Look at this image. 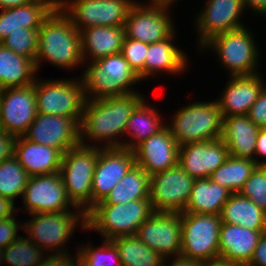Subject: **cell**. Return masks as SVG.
Listing matches in <instances>:
<instances>
[{
	"mask_svg": "<svg viewBox=\"0 0 266 266\" xmlns=\"http://www.w3.org/2000/svg\"><path fill=\"white\" fill-rule=\"evenodd\" d=\"M143 99L144 96L137 91L121 96L86 99L79 125L80 143L87 145L85 142L91 139V142H104L101 147L123 148V140L120 141L119 136H124L132 111Z\"/></svg>",
	"mask_w": 266,
	"mask_h": 266,
	"instance_id": "1",
	"label": "cell"
},
{
	"mask_svg": "<svg viewBox=\"0 0 266 266\" xmlns=\"http://www.w3.org/2000/svg\"><path fill=\"white\" fill-rule=\"evenodd\" d=\"M42 60L69 70L84 64L80 32L61 9L53 10L38 30L37 71Z\"/></svg>",
	"mask_w": 266,
	"mask_h": 266,
	"instance_id": "2",
	"label": "cell"
},
{
	"mask_svg": "<svg viewBox=\"0 0 266 266\" xmlns=\"http://www.w3.org/2000/svg\"><path fill=\"white\" fill-rule=\"evenodd\" d=\"M88 65L79 76L82 77L85 99L130 94L136 92V88L134 90L132 87L141 81L121 52L90 62Z\"/></svg>",
	"mask_w": 266,
	"mask_h": 266,
	"instance_id": "3",
	"label": "cell"
},
{
	"mask_svg": "<svg viewBox=\"0 0 266 266\" xmlns=\"http://www.w3.org/2000/svg\"><path fill=\"white\" fill-rule=\"evenodd\" d=\"M32 215V219L23 221L22 230L26 231L28 234L26 237L44 252L48 253V251L54 250L53 255H69L65 245H67L66 243L74 233L75 228L82 225L81 230H86V212L80 208H75V211L46 212ZM80 223L81 225H79Z\"/></svg>",
	"mask_w": 266,
	"mask_h": 266,
	"instance_id": "4",
	"label": "cell"
},
{
	"mask_svg": "<svg viewBox=\"0 0 266 266\" xmlns=\"http://www.w3.org/2000/svg\"><path fill=\"white\" fill-rule=\"evenodd\" d=\"M154 213L150 199L122 204H96L86 213V231L101 233L103 240L135 235L138 227Z\"/></svg>",
	"mask_w": 266,
	"mask_h": 266,
	"instance_id": "5",
	"label": "cell"
},
{
	"mask_svg": "<svg viewBox=\"0 0 266 266\" xmlns=\"http://www.w3.org/2000/svg\"><path fill=\"white\" fill-rule=\"evenodd\" d=\"M169 128L179 146L188 143L221 139L223 116L217 99L192 102L172 115Z\"/></svg>",
	"mask_w": 266,
	"mask_h": 266,
	"instance_id": "6",
	"label": "cell"
},
{
	"mask_svg": "<svg viewBox=\"0 0 266 266\" xmlns=\"http://www.w3.org/2000/svg\"><path fill=\"white\" fill-rule=\"evenodd\" d=\"M95 144L79 143L67 150L59 170L68 198L86 213L91 209L92 180L100 151V143L98 147Z\"/></svg>",
	"mask_w": 266,
	"mask_h": 266,
	"instance_id": "7",
	"label": "cell"
},
{
	"mask_svg": "<svg viewBox=\"0 0 266 266\" xmlns=\"http://www.w3.org/2000/svg\"><path fill=\"white\" fill-rule=\"evenodd\" d=\"M251 33L245 26L224 32L209 39L198 50L216 51L219 62L230 72L229 76L254 75L260 73L257 72L260 52Z\"/></svg>",
	"mask_w": 266,
	"mask_h": 266,
	"instance_id": "8",
	"label": "cell"
},
{
	"mask_svg": "<svg viewBox=\"0 0 266 266\" xmlns=\"http://www.w3.org/2000/svg\"><path fill=\"white\" fill-rule=\"evenodd\" d=\"M35 97L37 113L71 118L80 125L86 100L81 77L76 80L74 77L73 80L37 78Z\"/></svg>",
	"mask_w": 266,
	"mask_h": 266,
	"instance_id": "9",
	"label": "cell"
},
{
	"mask_svg": "<svg viewBox=\"0 0 266 266\" xmlns=\"http://www.w3.org/2000/svg\"><path fill=\"white\" fill-rule=\"evenodd\" d=\"M181 255L201 262L219 259L220 215L181 213Z\"/></svg>",
	"mask_w": 266,
	"mask_h": 266,
	"instance_id": "10",
	"label": "cell"
},
{
	"mask_svg": "<svg viewBox=\"0 0 266 266\" xmlns=\"http://www.w3.org/2000/svg\"><path fill=\"white\" fill-rule=\"evenodd\" d=\"M134 0H63L61 10L80 32L93 26H124Z\"/></svg>",
	"mask_w": 266,
	"mask_h": 266,
	"instance_id": "11",
	"label": "cell"
},
{
	"mask_svg": "<svg viewBox=\"0 0 266 266\" xmlns=\"http://www.w3.org/2000/svg\"><path fill=\"white\" fill-rule=\"evenodd\" d=\"M171 6L135 2L129 9L125 21V36L151 44L168 38L175 26L171 20Z\"/></svg>",
	"mask_w": 266,
	"mask_h": 266,
	"instance_id": "12",
	"label": "cell"
},
{
	"mask_svg": "<svg viewBox=\"0 0 266 266\" xmlns=\"http://www.w3.org/2000/svg\"><path fill=\"white\" fill-rule=\"evenodd\" d=\"M194 179L179 164L150 176L149 199L154 212L182 213Z\"/></svg>",
	"mask_w": 266,
	"mask_h": 266,
	"instance_id": "13",
	"label": "cell"
},
{
	"mask_svg": "<svg viewBox=\"0 0 266 266\" xmlns=\"http://www.w3.org/2000/svg\"><path fill=\"white\" fill-rule=\"evenodd\" d=\"M37 116L35 82L24 87L2 89L0 129L16 137L23 136Z\"/></svg>",
	"mask_w": 266,
	"mask_h": 266,
	"instance_id": "14",
	"label": "cell"
},
{
	"mask_svg": "<svg viewBox=\"0 0 266 266\" xmlns=\"http://www.w3.org/2000/svg\"><path fill=\"white\" fill-rule=\"evenodd\" d=\"M22 199L25 211L30 214L77 208L68 198L59 172L30 176Z\"/></svg>",
	"mask_w": 266,
	"mask_h": 266,
	"instance_id": "15",
	"label": "cell"
},
{
	"mask_svg": "<svg viewBox=\"0 0 266 266\" xmlns=\"http://www.w3.org/2000/svg\"><path fill=\"white\" fill-rule=\"evenodd\" d=\"M134 164L133 150L100 146L92 180L91 208L105 200Z\"/></svg>",
	"mask_w": 266,
	"mask_h": 266,
	"instance_id": "16",
	"label": "cell"
},
{
	"mask_svg": "<svg viewBox=\"0 0 266 266\" xmlns=\"http://www.w3.org/2000/svg\"><path fill=\"white\" fill-rule=\"evenodd\" d=\"M181 213L154 212L136 232L146 246L164 259L181 254Z\"/></svg>",
	"mask_w": 266,
	"mask_h": 266,
	"instance_id": "17",
	"label": "cell"
},
{
	"mask_svg": "<svg viewBox=\"0 0 266 266\" xmlns=\"http://www.w3.org/2000/svg\"><path fill=\"white\" fill-rule=\"evenodd\" d=\"M195 19L199 48L212 37L245 26L240 17L245 12L242 0H208Z\"/></svg>",
	"mask_w": 266,
	"mask_h": 266,
	"instance_id": "18",
	"label": "cell"
},
{
	"mask_svg": "<svg viewBox=\"0 0 266 266\" xmlns=\"http://www.w3.org/2000/svg\"><path fill=\"white\" fill-rule=\"evenodd\" d=\"M23 137L59 149L64 154L80 143V128L71 118L37 113Z\"/></svg>",
	"mask_w": 266,
	"mask_h": 266,
	"instance_id": "19",
	"label": "cell"
},
{
	"mask_svg": "<svg viewBox=\"0 0 266 266\" xmlns=\"http://www.w3.org/2000/svg\"><path fill=\"white\" fill-rule=\"evenodd\" d=\"M228 157L227 145L216 139L179 146L178 164L193 179H204L210 178Z\"/></svg>",
	"mask_w": 266,
	"mask_h": 266,
	"instance_id": "20",
	"label": "cell"
},
{
	"mask_svg": "<svg viewBox=\"0 0 266 266\" xmlns=\"http://www.w3.org/2000/svg\"><path fill=\"white\" fill-rule=\"evenodd\" d=\"M135 164L151 176L178 165L179 145L165 126L134 149Z\"/></svg>",
	"mask_w": 266,
	"mask_h": 266,
	"instance_id": "21",
	"label": "cell"
},
{
	"mask_svg": "<svg viewBox=\"0 0 266 266\" xmlns=\"http://www.w3.org/2000/svg\"><path fill=\"white\" fill-rule=\"evenodd\" d=\"M229 82V83H228ZM217 99L223 117L247 115L250 107L266 87L261 74L230 76Z\"/></svg>",
	"mask_w": 266,
	"mask_h": 266,
	"instance_id": "22",
	"label": "cell"
},
{
	"mask_svg": "<svg viewBox=\"0 0 266 266\" xmlns=\"http://www.w3.org/2000/svg\"><path fill=\"white\" fill-rule=\"evenodd\" d=\"M264 232L221 223L219 259L239 266H247L252 259L258 240Z\"/></svg>",
	"mask_w": 266,
	"mask_h": 266,
	"instance_id": "23",
	"label": "cell"
},
{
	"mask_svg": "<svg viewBox=\"0 0 266 266\" xmlns=\"http://www.w3.org/2000/svg\"><path fill=\"white\" fill-rule=\"evenodd\" d=\"M14 156L30 176L57 173L62 164L63 153L54 147L40 145L16 138Z\"/></svg>",
	"mask_w": 266,
	"mask_h": 266,
	"instance_id": "24",
	"label": "cell"
},
{
	"mask_svg": "<svg viewBox=\"0 0 266 266\" xmlns=\"http://www.w3.org/2000/svg\"><path fill=\"white\" fill-rule=\"evenodd\" d=\"M260 129L247 115L223 117L221 140L227 145L229 155L254 160Z\"/></svg>",
	"mask_w": 266,
	"mask_h": 266,
	"instance_id": "25",
	"label": "cell"
},
{
	"mask_svg": "<svg viewBox=\"0 0 266 266\" xmlns=\"http://www.w3.org/2000/svg\"><path fill=\"white\" fill-rule=\"evenodd\" d=\"M84 64L120 53L125 36L124 26H93L80 31ZM90 60V61H89Z\"/></svg>",
	"mask_w": 266,
	"mask_h": 266,
	"instance_id": "26",
	"label": "cell"
},
{
	"mask_svg": "<svg viewBox=\"0 0 266 266\" xmlns=\"http://www.w3.org/2000/svg\"><path fill=\"white\" fill-rule=\"evenodd\" d=\"M175 33L174 31L165 40L148 44L145 56V79L162 72L181 74L189 65L186 54L174 45Z\"/></svg>",
	"mask_w": 266,
	"mask_h": 266,
	"instance_id": "27",
	"label": "cell"
},
{
	"mask_svg": "<svg viewBox=\"0 0 266 266\" xmlns=\"http://www.w3.org/2000/svg\"><path fill=\"white\" fill-rule=\"evenodd\" d=\"M231 194L210 178L194 179L189 201L182 213L220 215Z\"/></svg>",
	"mask_w": 266,
	"mask_h": 266,
	"instance_id": "28",
	"label": "cell"
},
{
	"mask_svg": "<svg viewBox=\"0 0 266 266\" xmlns=\"http://www.w3.org/2000/svg\"><path fill=\"white\" fill-rule=\"evenodd\" d=\"M54 9L40 0L0 12V43L11 33L21 28H40Z\"/></svg>",
	"mask_w": 266,
	"mask_h": 266,
	"instance_id": "29",
	"label": "cell"
},
{
	"mask_svg": "<svg viewBox=\"0 0 266 266\" xmlns=\"http://www.w3.org/2000/svg\"><path fill=\"white\" fill-rule=\"evenodd\" d=\"M149 106L151 105L144 98L132 111L125 128V135H129L131 140L125 141L122 137L123 148L133 150L142 141L157 134L166 126L158 110Z\"/></svg>",
	"mask_w": 266,
	"mask_h": 266,
	"instance_id": "30",
	"label": "cell"
},
{
	"mask_svg": "<svg viewBox=\"0 0 266 266\" xmlns=\"http://www.w3.org/2000/svg\"><path fill=\"white\" fill-rule=\"evenodd\" d=\"M220 217L222 223L266 231V213L253 201L239 193L231 194L221 210Z\"/></svg>",
	"mask_w": 266,
	"mask_h": 266,
	"instance_id": "31",
	"label": "cell"
},
{
	"mask_svg": "<svg viewBox=\"0 0 266 266\" xmlns=\"http://www.w3.org/2000/svg\"><path fill=\"white\" fill-rule=\"evenodd\" d=\"M35 62L14 53L0 43V88L24 87L35 82Z\"/></svg>",
	"mask_w": 266,
	"mask_h": 266,
	"instance_id": "32",
	"label": "cell"
},
{
	"mask_svg": "<svg viewBox=\"0 0 266 266\" xmlns=\"http://www.w3.org/2000/svg\"><path fill=\"white\" fill-rule=\"evenodd\" d=\"M150 176L134 164L123 179L115 185L104 201L98 204H122L133 200L149 199Z\"/></svg>",
	"mask_w": 266,
	"mask_h": 266,
	"instance_id": "33",
	"label": "cell"
},
{
	"mask_svg": "<svg viewBox=\"0 0 266 266\" xmlns=\"http://www.w3.org/2000/svg\"><path fill=\"white\" fill-rule=\"evenodd\" d=\"M116 245L121 266H163L164 258L135 235H123L111 239Z\"/></svg>",
	"mask_w": 266,
	"mask_h": 266,
	"instance_id": "34",
	"label": "cell"
},
{
	"mask_svg": "<svg viewBox=\"0 0 266 266\" xmlns=\"http://www.w3.org/2000/svg\"><path fill=\"white\" fill-rule=\"evenodd\" d=\"M258 165L254 160L229 155L210 176L214 182L238 193Z\"/></svg>",
	"mask_w": 266,
	"mask_h": 266,
	"instance_id": "35",
	"label": "cell"
},
{
	"mask_svg": "<svg viewBox=\"0 0 266 266\" xmlns=\"http://www.w3.org/2000/svg\"><path fill=\"white\" fill-rule=\"evenodd\" d=\"M30 175L13 155L0 162V196L15 203V199L23 196Z\"/></svg>",
	"mask_w": 266,
	"mask_h": 266,
	"instance_id": "36",
	"label": "cell"
},
{
	"mask_svg": "<svg viewBox=\"0 0 266 266\" xmlns=\"http://www.w3.org/2000/svg\"><path fill=\"white\" fill-rule=\"evenodd\" d=\"M44 253L27 237L20 236L3 249V261L10 266H38L47 256Z\"/></svg>",
	"mask_w": 266,
	"mask_h": 266,
	"instance_id": "37",
	"label": "cell"
},
{
	"mask_svg": "<svg viewBox=\"0 0 266 266\" xmlns=\"http://www.w3.org/2000/svg\"><path fill=\"white\" fill-rule=\"evenodd\" d=\"M83 244L76 251L90 266H121L118 249L111 240H103L102 246L94 248L93 244Z\"/></svg>",
	"mask_w": 266,
	"mask_h": 266,
	"instance_id": "38",
	"label": "cell"
},
{
	"mask_svg": "<svg viewBox=\"0 0 266 266\" xmlns=\"http://www.w3.org/2000/svg\"><path fill=\"white\" fill-rule=\"evenodd\" d=\"M39 28H21L11 32L1 44L14 53L30 58L35 62L38 51Z\"/></svg>",
	"mask_w": 266,
	"mask_h": 266,
	"instance_id": "39",
	"label": "cell"
},
{
	"mask_svg": "<svg viewBox=\"0 0 266 266\" xmlns=\"http://www.w3.org/2000/svg\"><path fill=\"white\" fill-rule=\"evenodd\" d=\"M238 193L266 213V166H257Z\"/></svg>",
	"mask_w": 266,
	"mask_h": 266,
	"instance_id": "40",
	"label": "cell"
},
{
	"mask_svg": "<svg viewBox=\"0 0 266 266\" xmlns=\"http://www.w3.org/2000/svg\"><path fill=\"white\" fill-rule=\"evenodd\" d=\"M147 50V43L124 36L121 54L140 77L141 82L145 80V56Z\"/></svg>",
	"mask_w": 266,
	"mask_h": 266,
	"instance_id": "41",
	"label": "cell"
},
{
	"mask_svg": "<svg viewBox=\"0 0 266 266\" xmlns=\"http://www.w3.org/2000/svg\"><path fill=\"white\" fill-rule=\"evenodd\" d=\"M18 221L19 220L14 218V215L7 219L0 221V248L1 249H5L10 243L17 240L20 237L17 231H18V228H23V223L18 222Z\"/></svg>",
	"mask_w": 266,
	"mask_h": 266,
	"instance_id": "42",
	"label": "cell"
},
{
	"mask_svg": "<svg viewBox=\"0 0 266 266\" xmlns=\"http://www.w3.org/2000/svg\"><path fill=\"white\" fill-rule=\"evenodd\" d=\"M247 116L255 125L264 128L266 126V87L250 107Z\"/></svg>",
	"mask_w": 266,
	"mask_h": 266,
	"instance_id": "43",
	"label": "cell"
},
{
	"mask_svg": "<svg viewBox=\"0 0 266 266\" xmlns=\"http://www.w3.org/2000/svg\"><path fill=\"white\" fill-rule=\"evenodd\" d=\"M16 136L0 129V162L14 155Z\"/></svg>",
	"mask_w": 266,
	"mask_h": 266,
	"instance_id": "44",
	"label": "cell"
},
{
	"mask_svg": "<svg viewBox=\"0 0 266 266\" xmlns=\"http://www.w3.org/2000/svg\"><path fill=\"white\" fill-rule=\"evenodd\" d=\"M247 266H266V231L260 236L252 259Z\"/></svg>",
	"mask_w": 266,
	"mask_h": 266,
	"instance_id": "45",
	"label": "cell"
},
{
	"mask_svg": "<svg viewBox=\"0 0 266 266\" xmlns=\"http://www.w3.org/2000/svg\"><path fill=\"white\" fill-rule=\"evenodd\" d=\"M254 161L258 166H266V128H261L258 133Z\"/></svg>",
	"mask_w": 266,
	"mask_h": 266,
	"instance_id": "46",
	"label": "cell"
},
{
	"mask_svg": "<svg viewBox=\"0 0 266 266\" xmlns=\"http://www.w3.org/2000/svg\"><path fill=\"white\" fill-rule=\"evenodd\" d=\"M38 266H71V255L49 254Z\"/></svg>",
	"mask_w": 266,
	"mask_h": 266,
	"instance_id": "47",
	"label": "cell"
},
{
	"mask_svg": "<svg viewBox=\"0 0 266 266\" xmlns=\"http://www.w3.org/2000/svg\"><path fill=\"white\" fill-rule=\"evenodd\" d=\"M172 262L168 260H164L163 266H201L202 262L199 260L191 259L185 256L176 255ZM168 263V264H167ZM167 264V265H166Z\"/></svg>",
	"mask_w": 266,
	"mask_h": 266,
	"instance_id": "48",
	"label": "cell"
},
{
	"mask_svg": "<svg viewBox=\"0 0 266 266\" xmlns=\"http://www.w3.org/2000/svg\"><path fill=\"white\" fill-rule=\"evenodd\" d=\"M15 209L17 208L13 202L0 196V221L13 216V213L17 212Z\"/></svg>",
	"mask_w": 266,
	"mask_h": 266,
	"instance_id": "49",
	"label": "cell"
},
{
	"mask_svg": "<svg viewBox=\"0 0 266 266\" xmlns=\"http://www.w3.org/2000/svg\"><path fill=\"white\" fill-rule=\"evenodd\" d=\"M245 9H252L255 14L266 16V0H242Z\"/></svg>",
	"mask_w": 266,
	"mask_h": 266,
	"instance_id": "50",
	"label": "cell"
},
{
	"mask_svg": "<svg viewBox=\"0 0 266 266\" xmlns=\"http://www.w3.org/2000/svg\"><path fill=\"white\" fill-rule=\"evenodd\" d=\"M33 0H0V10L20 7L30 3Z\"/></svg>",
	"mask_w": 266,
	"mask_h": 266,
	"instance_id": "51",
	"label": "cell"
},
{
	"mask_svg": "<svg viewBox=\"0 0 266 266\" xmlns=\"http://www.w3.org/2000/svg\"><path fill=\"white\" fill-rule=\"evenodd\" d=\"M201 266H239V265L233 264L228 261H223L221 259H217L214 261L202 262Z\"/></svg>",
	"mask_w": 266,
	"mask_h": 266,
	"instance_id": "52",
	"label": "cell"
},
{
	"mask_svg": "<svg viewBox=\"0 0 266 266\" xmlns=\"http://www.w3.org/2000/svg\"><path fill=\"white\" fill-rule=\"evenodd\" d=\"M71 266H90L78 253L71 256Z\"/></svg>",
	"mask_w": 266,
	"mask_h": 266,
	"instance_id": "53",
	"label": "cell"
},
{
	"mask_svg": "<svg viewBox=\"0 0 266 266\" xmlns=\"http://www.w3.org/2000/svg\"><path fill=\"white\" fill-rule=\"evenodd\" d=\"M49 4L54 10L61 9L63 0H40Z\"/></svg>",
	"mask_w": 266,
	"mask_h": 266,
	"instance_id": "54",
	"label": "cell"
},
{
	"mask_svg": "<svg viewBox=\"0 0 266 266\" xmlns=\"http://www.w3.org/2000/svg\"><path fill=\"white\" fill-rule=\"evenodd\" d=\"M150 1L148 3H151V4H164V5L172 6L173 3H176L174 1H179V0H150Z\"/></svg>",
	"mask_w": 266,
	"mask_h": 266,
	"instance_id": "55",
	"label": "cell"
},
{
	"mask_svg": "<svg viewBox=\"0 0 266 266\" xmlns=\"http://www.w3.org/2000/svg\"><path fill=\"white\" fill-rule=\"evenodd\" d=\"M3 262V249L0 248V264Z\"/></svg>",
	"mask_w": 266,
	"mask_h": 266,
	"instance_id": "56",
	"label": "cell"
},
{
	"mask_svg": "<svg viewBox=\"0 0 266 266\" xmlns=\"http://www.w3.org/2000/svg\"><path fill=\"white\" fill-rule=\"evenodd\" d=\"M1 96H2V89L0 88V100H1Z\"/></svg>",
	"mask_w": 266,
	"mask_h": 266,
	"instance_id": "57",
	"label": "cell"
}]
</instances>
